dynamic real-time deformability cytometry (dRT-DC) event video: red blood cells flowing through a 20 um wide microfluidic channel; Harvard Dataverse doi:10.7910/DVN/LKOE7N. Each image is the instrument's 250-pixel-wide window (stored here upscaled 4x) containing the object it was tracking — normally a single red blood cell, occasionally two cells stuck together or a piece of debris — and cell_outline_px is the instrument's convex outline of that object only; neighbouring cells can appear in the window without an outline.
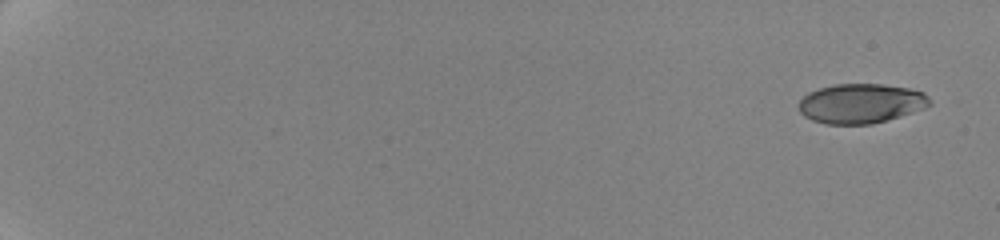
{"species": "human", "species_latin": "Homo sapiens", "temperature_condition": "cold", "stored_images_in_passage": 110, "camera_frame_rate_fps": 3000, "um_per_image_px": 0.085, "donor": {"sex": "female"}, "frame": {"image": 1, "passage_image": 1, "time_ms": 0.0, "image_size_px": [1000, 240], "cell_outline_px": [[932, 104], [924, 108], [900, 116], [872, 124], [824, 124], [812, 120], [804, 116], [800, 112], [796, 104], [808, 92], [820, 88], [836, 84], [880, 84], [908, 88], [924, 92], [932, 100]], "centroid_in_image_um": [73.16, 8.8], "position_along_channel_um": 11.8, "area_um2": 30.35}}
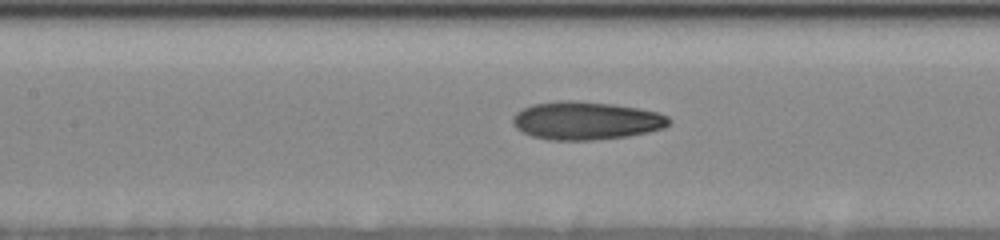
{"frame": {"image": 2, "passage_image": 71, "time_ms": 10.0, "image_size_px": [1000, 240], "cell_outline_px": [[672, 120], [664, 128], [648, 132], [628, 136], [592, 140], [548, 140], [532, 136], [516, 128], [512, 124], [512, 116], [516, 112], [532, 104], [560, 100], [572, 100], [612, 104], [636, 108], [656, 112], [668, 116]], "centroid_in_image_um": [49.79, 10.25], "position_along_channel_um": 157.6, "area_um2": 34.68}}
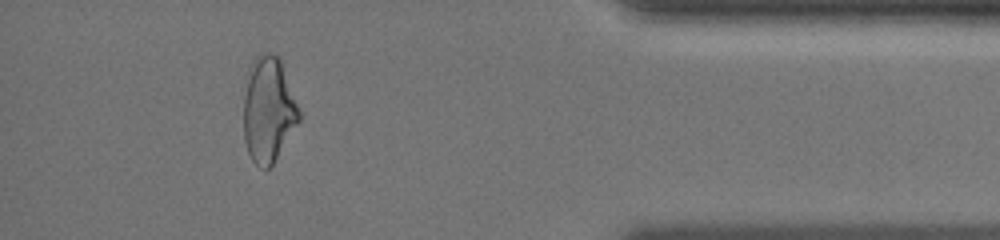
{"frame": {"image": 3, "passage_image": 105, "time_ms": 18.0, "image_size_px": [1000, 240], "cell_outline_px": [[300, 120], [272, 164], [268, 168], [264, 168], [256, 164], [252, 160], [248, 152], [244, 140], [244, 96], [248, 68], [256, 56], [260, 52], [272, 52], [280, 56], [300, 112]], "centroid_in_image_um": [22.8, 9.26], "position_along_channel_um": 412.4, "area_um2": 34.1}, "authors_computed_cell_mechanics": {"area_um2": 32.3102, "velocity_mm_per_s": 3.5241, "shape_relaxation_time_tau1_ms": 8.8048, "shape_relaxation_time_tau2_ms": 2.0774, "deformation_change_tau1": 0.2135, "deformation_change_tau2": 0.0933}}